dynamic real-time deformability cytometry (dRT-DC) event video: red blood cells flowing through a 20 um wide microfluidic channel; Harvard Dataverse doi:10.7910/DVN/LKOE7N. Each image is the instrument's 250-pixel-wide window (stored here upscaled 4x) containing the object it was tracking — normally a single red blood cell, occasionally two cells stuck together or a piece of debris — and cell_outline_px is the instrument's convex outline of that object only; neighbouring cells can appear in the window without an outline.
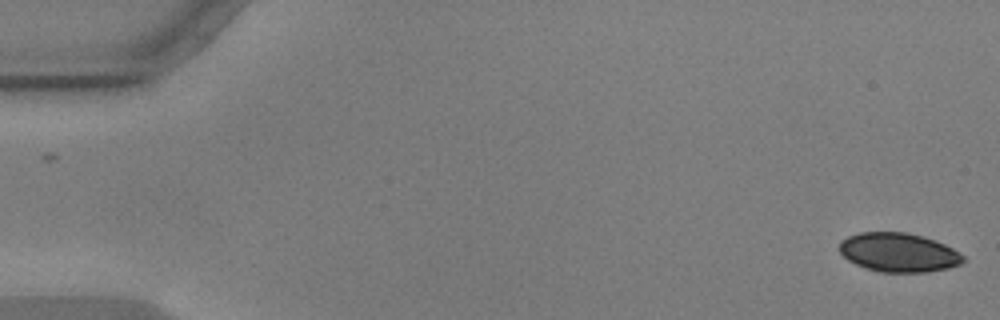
{"species": "common noctule bat (a hibernating species)", "species_latin": "Nyctalus noctula", "temperature_condition": "warm", "stored_images_in_passage": 17, "camera_frame_rate_fps": 3000, "um_per_image_px": 0.085, "animal": {"sex": "male", "body_mass_g": 17.9, "forearm_length_mm": 54.2}, "frame": {"image": 1, "passage_image": 1, "time_ms": 0.0, "image_size_px": [1000, 320], "cell_outline_px": [[964, 260], [960, 264], [948, 268], [928, 272], [880, 272], [864, 268], [848, 260], [840, 252], [840, 240], [848, 236], [860, 232], [908, 232], [924, 236], [944, 244], [952, 248], [964, 256]], "centroid_in_image_um": [76.37, 21.45], "position_along_channel_um": 8.6, "area_um2": 28.21}}
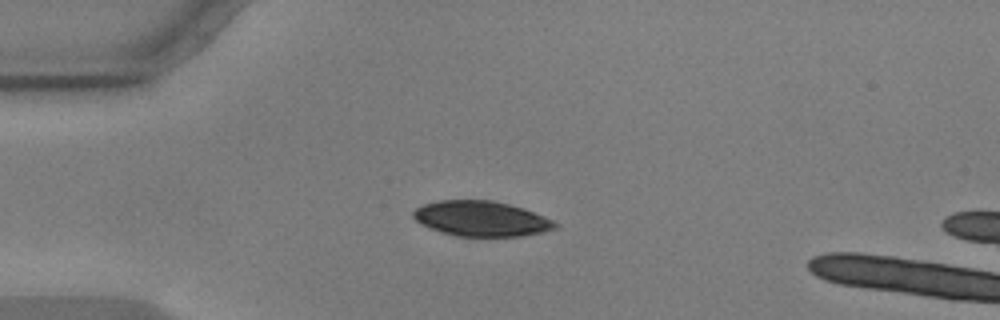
{"frame": {"image": 2, "passage_image": 14, "time_ms": 4.333, "image_size_px": [1000, 320], "cell_outline_px": [[560, 224], [556, 228], [544, 232], [520, 236], [456, 236], [432, 228], [416, 220], [412, 216], [412, 212], [416, 208], [424, 204], [440, 200], [492, 200], [524, 208], [544, 216]], "centroid_in_image_um": [40.95, 18.58], "position_along_channel_um": 44.1, "area_um2": 28.9}}